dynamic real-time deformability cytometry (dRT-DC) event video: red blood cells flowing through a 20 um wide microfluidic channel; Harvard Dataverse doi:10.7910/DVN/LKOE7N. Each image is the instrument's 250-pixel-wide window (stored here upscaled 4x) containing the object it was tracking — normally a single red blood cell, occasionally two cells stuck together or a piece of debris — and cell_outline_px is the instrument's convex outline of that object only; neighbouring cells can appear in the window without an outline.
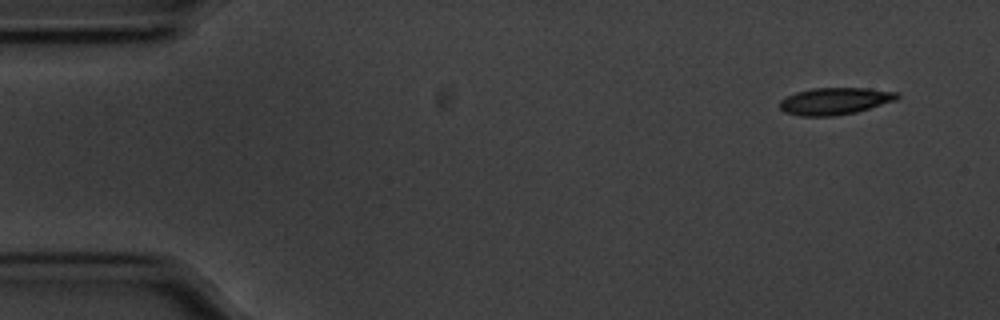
{"species": "common noctule bat (a hibernating species)", "species_latin": "Nyctalus noctula", "temperature_condition": "cold", "stored_images_in_passage": 53, "camera_frame_rate_fps": 3000, "um_per_image_px": 0.085, "animal": {"sex": "male", "body_mass_g": 20.1, "forearm_length_mm": 53.5}, "frame": {"image": 1, "passage_image": 1, "time_ms": 0.0, "image_size_px": [1000, 320], "cell_outline_px": [[900, 96], [896, 100], [856, 112], [832, 116], [800, 116], [784, 112], [780, 108], [780, 100], [796, 92], [812, 88], [868, 88], [900, 92]], "centroid_in_image_um": [70.98, 8.59], "position_along_channel_um": 14.0, "area_um2": 18.5}}
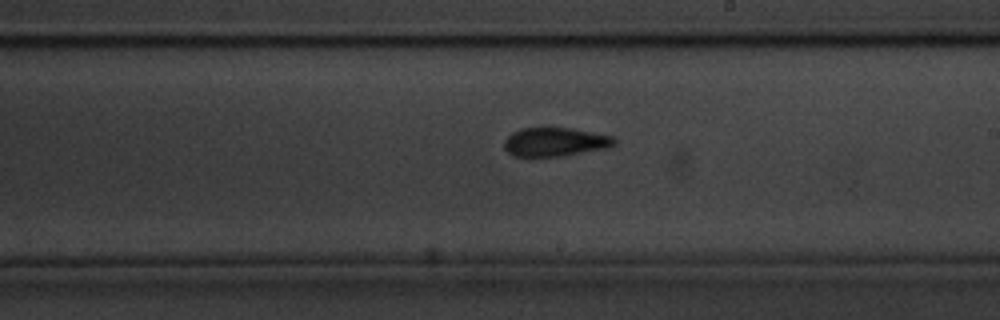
{"frame": {"image": 2, "passage_image": 29, "time_ms": 9.333, "image_size_px": [1000, 320], "cell_outline_px": [[616, 144], [608, 148], [564, 156], [512, 156], [504, 148], [504, 140], [512, 132], [520, 128], [544, 124], [548, 124], [572, 128], [616, 136]], "centroid_in_image_um": [47.19, 12.01], "position_along_channel_um": 241.8, "area_um2": 19.54}}
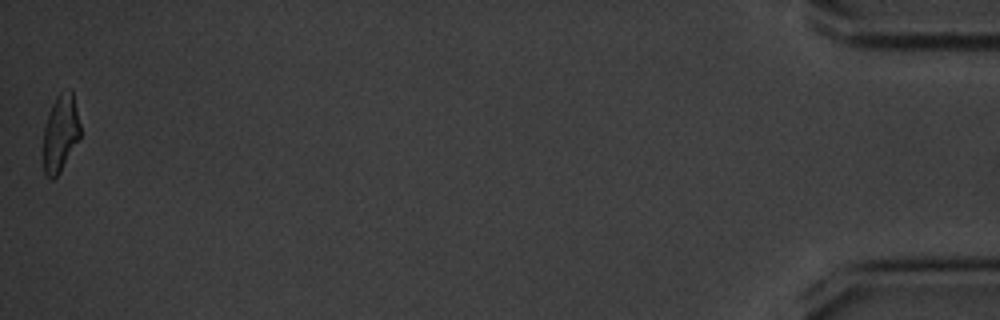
{"frame": {"image": 3, "passage_image": 53, "time_ms": 17.333, "image_size_px": [1000, 320], "cell_outline_px": [[80, 136], [60, 172], [52, 180], [44, 172], [44, 128], [52, 104], [56, 96], [60, 92], [68, 88], [72, 88], [80, 124]], "centroid_in_image_um": [5.15, 11.27], "position_along_channel_um": 430.0, "area_um2": 16.42}, "authors_computed_cell_mechanics": {"area_um2": 18.496, "velocity_mm_per_s": 3.5491, "shape_relaxation_time_tau1_ms": 3.788, "shape_relaxation_time_tau2_ms": 2.9898, "deformation_change_tau1": 0.156, "deformation_change_tau2": 0.0958}}